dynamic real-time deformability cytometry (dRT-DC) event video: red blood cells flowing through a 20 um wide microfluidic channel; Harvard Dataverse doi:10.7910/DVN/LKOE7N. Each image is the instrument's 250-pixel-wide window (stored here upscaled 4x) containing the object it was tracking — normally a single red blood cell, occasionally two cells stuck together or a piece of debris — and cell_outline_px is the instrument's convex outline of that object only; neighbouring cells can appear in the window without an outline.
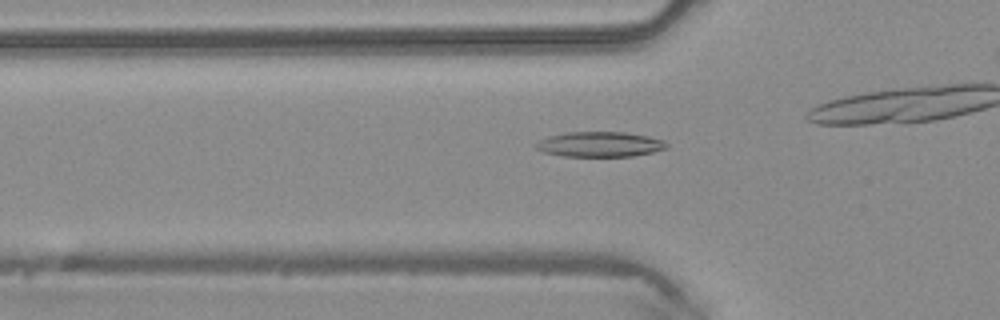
{"species": "common noctule bat (a hibernating species)", "species_latin": "Nyctalus noctula", "temperature_condition": "warm", "stored_images_in_passage": 37, "camera_frame_rate_fps": 3000, "um_per_image_px": 0.085, "animal": {"sex": "male", "body_mass_g": 20.4}, "frame": {"image": 1, "passage_image": 16, "time_ms": 5.0, "image_size_px": [1000, 320], "cell_outline_px": [[668, 148], [652, 152], [632, 156], [564, 156], [544, 152], [536, 148], [536, 144], [540, 140], [548, 136], [564, 132], [624, 132], [648, 136], [664, 140], [668, 144]], "centroid_in_image_um": [51.01, 12.26], "position_along_channel_um": 74.8, "area_um2": 19.07}}
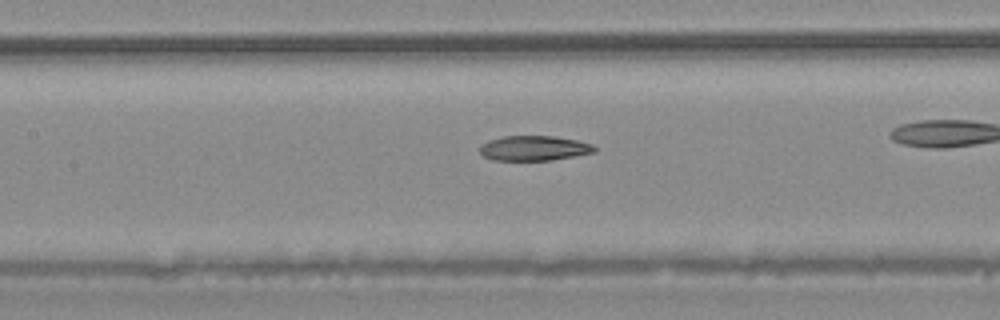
{"frame": {"image": 2, "passage_image": 22, "time_ms": 7.0, "image_size_px": [1000, 320], "cell_outline_px": [[596, 152], [576, 156], [552, 160], [492, 160], [484, 156], [480, 152], [480, 144], [488, 140], [504, 136], [556, 136], [576, 140], [592, 144], [596, 148]], "centroid_in_image_um": [45.4, 12.59], "position_along_channel_um": 162.0, "area_um2": 16.76}}